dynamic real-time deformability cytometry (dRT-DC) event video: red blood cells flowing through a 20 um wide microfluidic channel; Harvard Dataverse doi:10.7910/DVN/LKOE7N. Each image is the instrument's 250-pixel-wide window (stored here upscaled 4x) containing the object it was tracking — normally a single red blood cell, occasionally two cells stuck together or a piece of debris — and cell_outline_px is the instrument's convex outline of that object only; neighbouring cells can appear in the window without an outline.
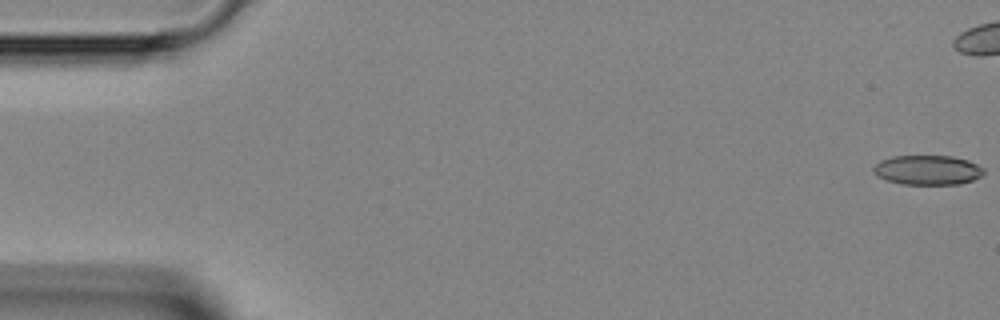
{"species": "Egyptian fruit bat (a non-hibernating species)", "species_latin": "Rousettus aegyptiacus", "temperature_condition": "room temperature", "stored_images_in_passage": 10, "camera_frame_rate_fps": 3000, "um_per_image_px": 0.085, "animal": {"sex": "female"}, "frame": {"image": 1, "passage_image": 1, "time_ms": 0.0, "image_size_px": [1000, 320], "cell_outline_px": [[984, 172], [980, 176], [972, 180], [960, 184], [900, 184], [876, 176], [872, 172], [872, 168], [880, 160], [892, 156], [952, 156], [968, 160], [984, 168]], "centroid_in_image_um": [78.81, 14.45], "position_along_channel_um": 6.2, "area_um2": 19.07}}